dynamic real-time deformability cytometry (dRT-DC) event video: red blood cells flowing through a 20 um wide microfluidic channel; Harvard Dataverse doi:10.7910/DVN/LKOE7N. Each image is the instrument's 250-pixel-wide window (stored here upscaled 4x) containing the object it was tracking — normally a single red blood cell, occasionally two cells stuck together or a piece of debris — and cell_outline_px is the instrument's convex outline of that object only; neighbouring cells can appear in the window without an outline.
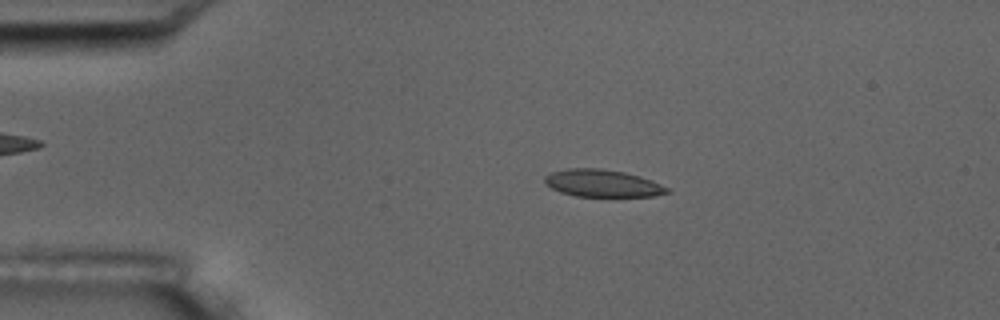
{"species": "common noctule bat (a hibernating species)", "species_latin": "Nyctalus noctula", "temperature_condition": "room temperature", "stored_images_in_passage": 6, "camera_frame_rate_fps": 3000, "um_per_image_px": 0.085, "animal": {"sex": "male", "body_mass_g": 17.5, "forearm_length_mm": 52.3}, "frame": {"image": 1, "passage_image": 3, "time_ms": 2.333, "image_size_px": [1000, 320], "cell_outline_px": [[672, 192], [652, 196], [576, 196], [560, 192], [552, 188], [544, 180], [544, 176], [552, 172], [568, 168], [600, 168], [624, 172], [640, 176], [652, 180], [668, 188]], "centroid_in_image_um": [51.22, 15.57], "position_along_channel_um": 33.8, "area_um2": 19.36}}
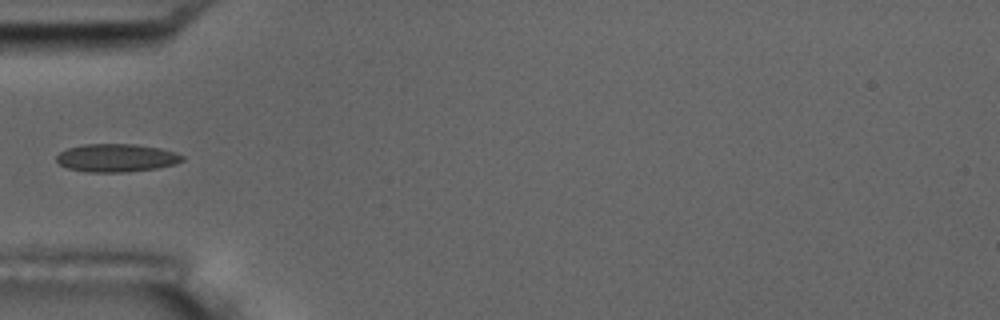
{"frame": {"image": 2, "passage_image": 5, "time_ms": 4.667, "image_size_px": [1000, 320], "cell_outline_px": [[184, 160], [176, 164], [156, 168], [128, 172], [88, 172], [68, 168], [60, 164], [56, 160], [56, 156], [60, 152], [68, 148], [84, 144], [136, 144], [160, 148], [176, 152], [184, 156]], "centroid_in_image_um": [9.92, 13.42], "position_along_channel_um": 75.1, "area_um2": 20.63}}